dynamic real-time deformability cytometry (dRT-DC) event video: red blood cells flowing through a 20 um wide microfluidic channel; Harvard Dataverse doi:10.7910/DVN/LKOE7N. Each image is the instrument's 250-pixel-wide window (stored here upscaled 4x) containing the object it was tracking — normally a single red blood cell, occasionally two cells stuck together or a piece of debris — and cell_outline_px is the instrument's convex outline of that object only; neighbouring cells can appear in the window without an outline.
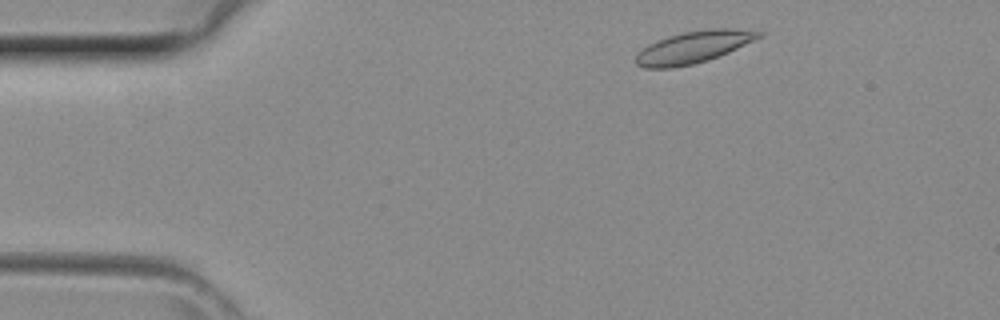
{"species": "common noctule bat (a hibernating species)", "species_latin": "Nyctalus noctula", "temperature_condition": "room temperature", "stored_images_in_passage": 8, "camera_frame_rate_fps": 3000, "um_per_image_px": 0.085, "animal": {"sex": "female", "body_mass_g": 29.2, "forearm_length_mm": 56.3}, "frame": {"image": 1, "passage_image": 3, "time_ms": 0.667, "image_size_px": [1000, 320], "cell_outline_px": [[764, 36], [728, 52], [708, 60], [692, 64], [672, 68], [644, 68], [636, 64], [636, 56], [648, 44], [656, 40], [668, 36], [684, 32], [712, 28], [732, 28], [764, 32]], "centroid_in_image_um": [58.97, 4.0], "position_along_channel_um": 26.0, "area_um2": 22.77}}